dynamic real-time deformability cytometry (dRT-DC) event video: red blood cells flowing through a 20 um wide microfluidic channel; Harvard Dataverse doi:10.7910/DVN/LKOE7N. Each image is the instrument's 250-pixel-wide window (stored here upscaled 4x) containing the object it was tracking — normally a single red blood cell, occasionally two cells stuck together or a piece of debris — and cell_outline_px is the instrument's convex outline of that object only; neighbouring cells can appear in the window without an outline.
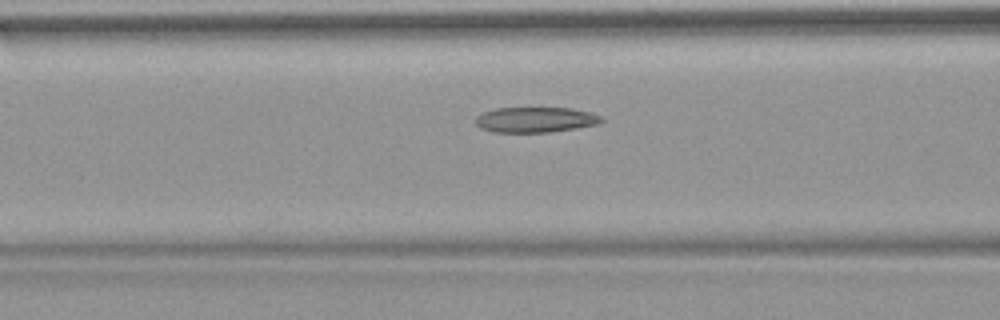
{"species": "common noctule bat (a hibernating species)", "species_latin": "Nyctalus noctula", "temperature_condition": "warm", "stored_images_in_passage": 34, "camera_frame_rate_fps": 3000, "um_per_image_px": 0.085, "animal": {"sex": "female", "body_mass_g": 18.4}, "frame": {"image": 1, "passage_image": 6, "time_ms": 1.667, "image_size_px": [1000, 320], "cell_outline_px": [[604, 120], [600, 124], [576, 128], [548, 132], [492, 132], [480, 128], [476, 124], [476, 116], [480, 112], [496, 108], [572, 108], [588, 112], [600, 116]], "centroid_in_image_um": [45.48, 10.17], "position_along_channel_um": 121.1, "area_um2": 18.67}}
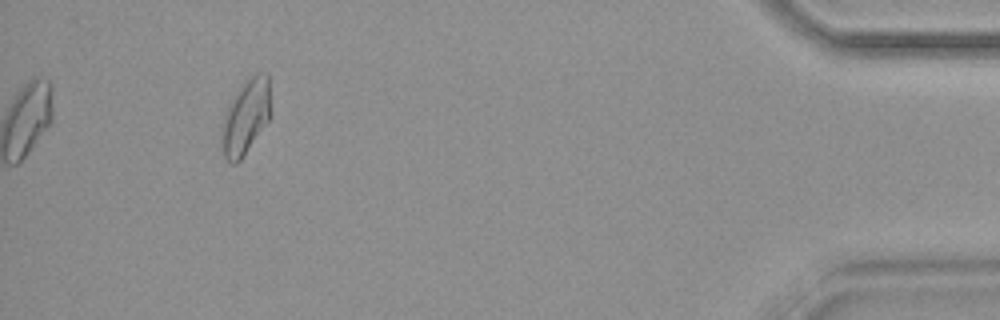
{"frame": {"image": 2, "passage_image": 34, "time_ms": 11.0, "image_size_px": [1000, 320], "cell_outline_px": [[272, 112], [268, 120], [240, 160], [236, 164], [232, 164], [224, 156], [220, 140], [220, 136], [224, 116], [228, 104], [232, 96], [240, 84], [248, 76], [256, 72], [268, 72]], "centroid_in_image_um": [20.89, 9.85], "position_along_channel_um": 414.3, "area_um2": 21.91}, "authors_computed_cell_mechanics": {"area_um2": 19.1318, "velocity_mm_per_s": 3.822, "shape_relaxation_time_tau1_ms": null, "shape_relaxation_time_tau2_ms": 5.0354, "deformation_change_tau1": null, "deformation_change_tau2": 0.1263}}